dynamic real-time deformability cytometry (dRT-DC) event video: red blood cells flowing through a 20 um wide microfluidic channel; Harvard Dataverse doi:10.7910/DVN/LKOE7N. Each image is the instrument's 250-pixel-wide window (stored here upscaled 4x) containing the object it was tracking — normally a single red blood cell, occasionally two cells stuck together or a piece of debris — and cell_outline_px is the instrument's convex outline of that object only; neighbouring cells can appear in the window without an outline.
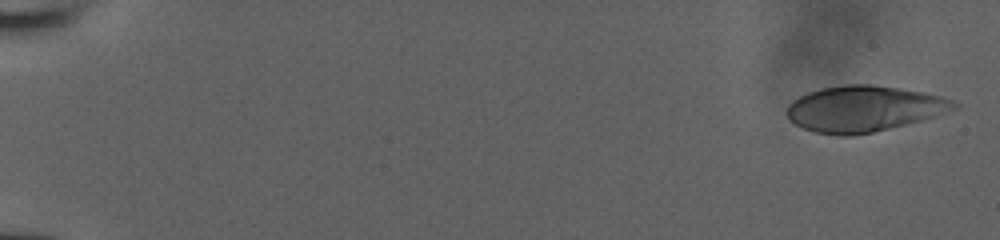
{"species": "human", "species_latin": "Homo sapiens", "temperature_condition": "room temperature", "stored_images_in_passage": 10, "camera_frame_rate_fps": 3000, "um_per_image_px": 0.085, "donor": {"sex": "male"}, "frame": {"image": 1, "passage_image": 1, "time_ms": 0.0, "image_size_px": [1000, 240], "cell_outline_px": [[960, 108], [948, 112], [920, 120], [872, 132], [848, 136], [840, 136], [812, 132], [796, 124], [784, 112], [788, 104], [792, 100], [808, 92], [820, 88], [844, 84], [872, 84], [920, 92], [940, 96], [952, 100], [960, 104]], "centroid_in_image_um": [73.39, 9.24], "position_along_channel_um": 11.6, "area_um2": 44.56}}
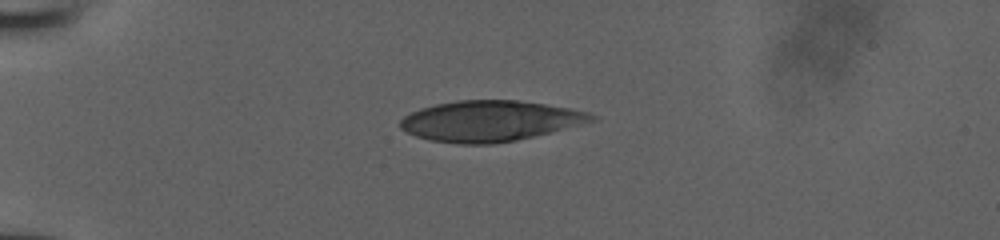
{"frame": {"image": 2, "passage_image": 7, "time_ms": 2.0, "image_size_px": [1000, 240], "cell_outline_px": [[600, 120], [516, 140], [492, 144], [460, 144], [428, 140], [416, 136], [400, 128], [400, 120], [404, 116], [420, 108], [436, 104], [456, 100], [516, 100], [544, 104], [568, 108], [588, 112], [600, 116]], "centroid_in_image_um": [41.67, 10.28], "position_along_channel_um": 43.3, "area_um2": 45.37}}
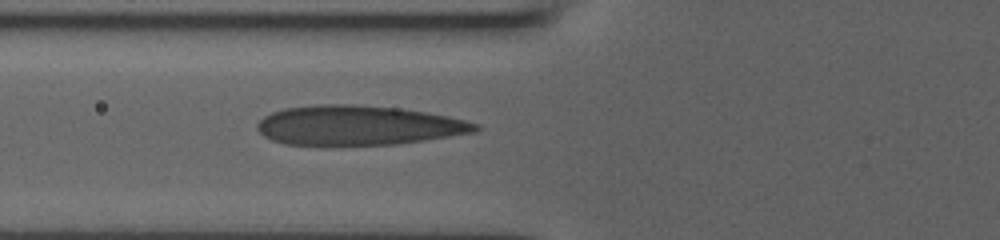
{"frame": {"image": 3, "passage_image": 10, "time_ms": 3.0, "image_size_px": [1000, 240], "cell_outline_px": [[480, 128], [476, 132], [424, 140], [396, 144], [324, 148], [284, 144], [272, 140], [264, 136], [256, 128], [256, 124], [264, 116], [272, 112], [284, 108], [312, 104], [356, 104], [400, 108], [428, 112], [448, 116], [480, 124]], "centroid_in_image_um": [30.39, 10.69], "position_along_channel_um": 95.4, "area_um2": 51.9}}